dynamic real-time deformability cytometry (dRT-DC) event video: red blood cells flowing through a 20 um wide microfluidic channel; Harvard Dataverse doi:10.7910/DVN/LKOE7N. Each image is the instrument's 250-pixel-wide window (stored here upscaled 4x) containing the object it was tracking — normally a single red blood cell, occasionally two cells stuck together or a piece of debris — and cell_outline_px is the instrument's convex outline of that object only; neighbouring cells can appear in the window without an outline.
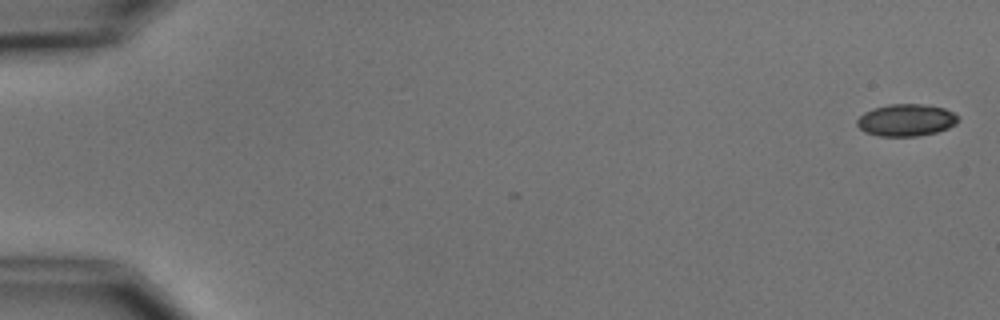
{"species": "common noctule bat (a hibernating species)", "species_latin": "Nyctalus noctula", "temperature_condition": "cold", "stored_images_in_passage": 7, "camera_frame_rate_fps": 3000, "um_per_image_px": 0.085, "animal": {"sex": "male", "body_mass_g": 15.6}, "frame": {"image": 1, "passage_image": 1, "time_ms": 0.0, "image_size_px": [1000, 320], "cell_outline_px": [[956, 124], [948, 128], [936, 132], [916, 136], [880, 136], [864, 132], [856, 124], [856, 120], [864, 112], [872, 108], [888, 104], [920, 104], [944, 108], [952, 112], [956, 116]], "centroid_in_image_um": [76.97, 10.21], "position_along_channel_um": 8.0, "area_um2": 18.79}}
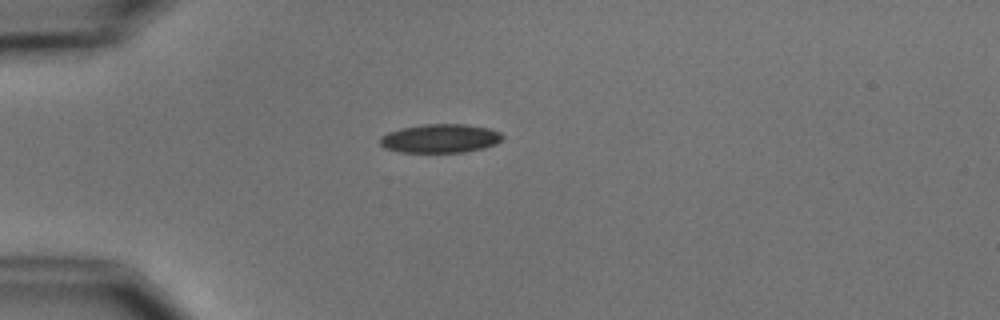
{"frame": {"image": 2, "passage_image": 5, "time_ms": 4.667, "image_size_px": [1000, 320], "cell_outline_px": [[504, 140], [496, 144], [484, 148], [464, 152], [400, 152], [384, 148], [380, 144], [380, 136], [388, 132], [400, 128], [424, 124], [464, 124], [488, 128], [500, 132], [504, 136]], "centroid_in_image_um": [37.43, 11.77], "position_along_channel_um": 47.6, "area_um2": 20.69}}
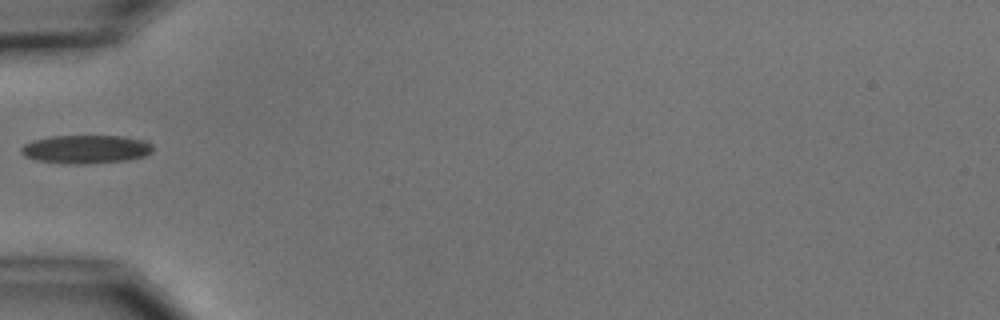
{"frame": {"image": 3, "passage_image": 6, "time_ms": 6.0, "image_size_px": [1000, 320], "cell_outline_px": [[152, 152], [144, 156], [128, 160], [84, 164], [72, 164], [36, 160], [24, 156], [20, 152], [20, 148], [24, 144], [36, 140], [52, 136], [124, 136], [148, 140], [152, 144]], "centroid_in_image_um": [7.34, 12.68], "position_along_channel_um": 77.7, "area_um2": 21.91}}